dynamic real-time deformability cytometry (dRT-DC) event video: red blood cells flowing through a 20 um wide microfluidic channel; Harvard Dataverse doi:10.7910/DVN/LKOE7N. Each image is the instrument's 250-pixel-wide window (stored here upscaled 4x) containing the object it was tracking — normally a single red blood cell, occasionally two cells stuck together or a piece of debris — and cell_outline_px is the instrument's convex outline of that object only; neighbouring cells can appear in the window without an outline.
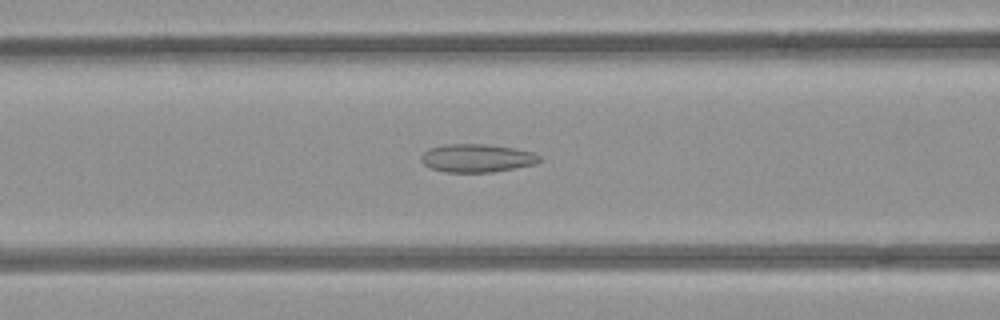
{"species": "common noctule bat (a hibernating species)", "species_latin": "Nyctalus noctula", "temperature_condition": "room temperature", "stored_images_in_passage": 41, "camera_frame_rate_fps": 3000, "um_per_image_px": 0.085, "animal": {"sex": "female", "body_mass_g": 21.9}, "frame": {"image": 1, "passage_image": 21, "time_ms": 6.667, "image_size_px": [1000, 320], "cell_outline_px": [[540, 160], [536, 164], [492, 172], [444, 172], [432, 168], [424, 164], [420, 160], [420, 156], [428, 148], [448, 144], [484, 144], [516, 148], [532, 152], [540, 156]], "centroid_in_image_um": [40.53, 13.44], "position_along_channel_um": 126.1, "area_um2": 19.42}}
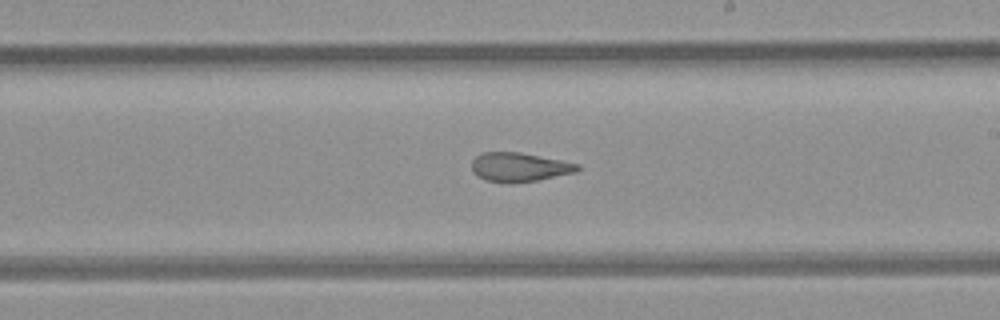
{"frame": {"image": 2, "passage_image": 30, "time_ms": 9.667, "image_size_px": [1000, 320], "cell_outline_px": [[580, 168], [576, 172], [536, 180], [512, 184], [488, 180], [476, 176], [472, 172], [472, 160], [480, 152], [520, 152], [580, 164]], "centroid_in_image_um": [44.11, 14.2], "position_along_channel_um": 244.9, "area_um2": 17.92}}
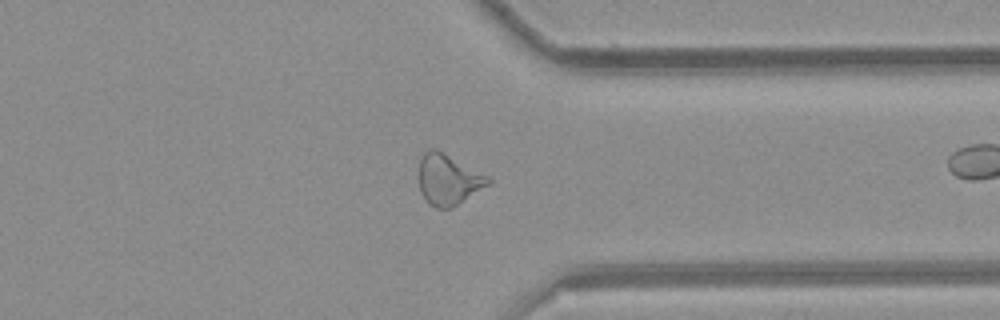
{"frame": {"image": 3, "passage_image": 40, "time_ms": 13.0, "image_size_px": [1000, 320], "cell_outline_px": [[492, 180], [488, 184], [452, 208], [436, 208], [428, 204], [420, 192], [420, 156], [428, 148], [436, 148], [444, 152], [488, 176]], "centroid_in_image_um": [38.07, 15.25], "position_along_channel_um": 373.3, "area_um2": 20.35}}